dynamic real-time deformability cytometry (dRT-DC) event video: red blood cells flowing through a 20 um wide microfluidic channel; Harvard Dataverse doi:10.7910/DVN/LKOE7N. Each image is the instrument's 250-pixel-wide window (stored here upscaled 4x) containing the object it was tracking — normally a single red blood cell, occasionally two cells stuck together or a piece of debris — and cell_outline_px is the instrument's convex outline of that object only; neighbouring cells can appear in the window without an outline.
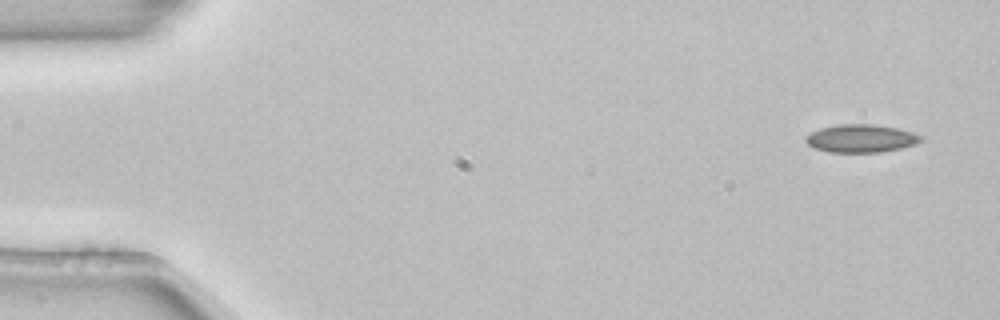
{"species": "common noctule bat (a hibernating species)", "species_latin": "Nyctalus noctula", "temperature_condition": "room temperature", "stored_images_in_passage": 4, "camera_frame_rate_fps": 3000, "um_per_image_px": 0.085, "animal": {"sex": "female", "body_mass_g": 22.7, "forearm_length_mm": 54.2}, "frame": {"image": 1, "passage_image": 1, "time_ms": 0.0, "image_size_px": [1000, 320], "cell_outline_px": [[924, 140], [916, 144], [900, 148], [880, 152], [828, 152], [812, 148], [804, 140], [804, 136], [820, 128], [836, 124], [872, 124], [896, 128], [912, 132], [924, 136]], "centroid_in_image_um": [73.17, 11.76], "position_along_channel_um": 11.8, "area_um2": 18.96}}
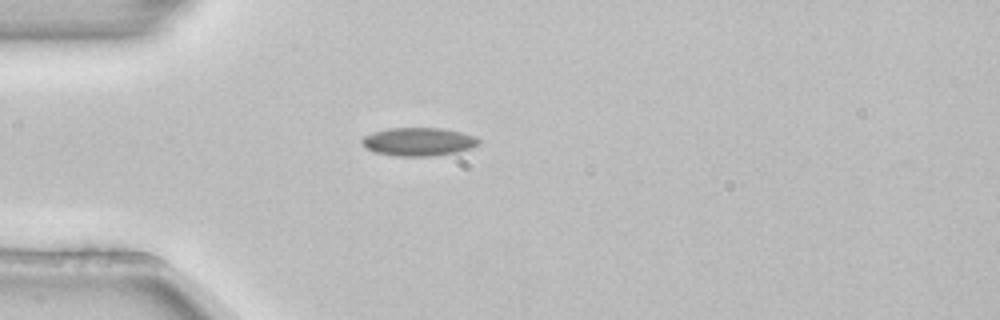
{"frame": {"image": 2, "passage_image": 4, "time_ms": 1.0, "image_size_px": [1000, 320], "cell_outline_px": [[480, 144], [472, 148], [456, 152], [432, 156], [396, 156], [376, 152], [368, 148], [360, 140], [364, 136], [372, 132], [388, 128], [440, 128], [460, 132], [472, 136], [480, 140]], "centroid_in_image_um": [35.57, 12.04], "position_along_channel_um": 49.4, "area_um2": 19.07}}